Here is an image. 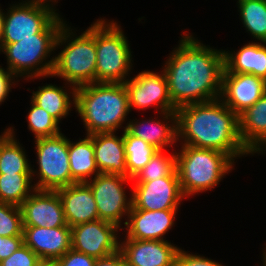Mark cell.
<instances>
[{
    "label": "cell",
    "instance_id": "1",
    "mask_svg": "<svg viewBox=\"0 0 266 266\" xmlns=\"http://www.w3.org/2000/svg\"><path fill=\"white\" fill-rule=\"evenodd\" d=\"M163 66L173 106L220 99L224 52L201 43L192 34H181Z\"/></svg>",
    "mask_w": 266,
    "mask_h": 266
},
{
    "label": "cell",
    "instance_id": "2",
    "mask_svg": "<svg viewBox=\"0 0 266 266\" xmlns=\"http://www.w3.org/2000/svg\"><path fill=\"white\" fill-rule=\"evenodd\" d=\"M180 146L213 149L237 157L252 154L241 142L238 115L220 99L176 109Z\"/></svg>",
    "mask_w": 266,
    "mask_h": 266
},
{
    "label": "cell",
    "instance_id": "3",
    "mask_svg": "<svg viewBox=\"0 0 266 266\" xmlns=\"http://www.w3.org/2000/svg\"><path fill=\"white\" fill-rule=\"evenodd\" d=\"M86 135L116 132L126 124L130 107L124 83H91L76 88V107ZM124 122V123H123Z\"/></svg>",
    "mask_w": 266,
    "mask_h": 266
},
{
    "label": "cell",
    "instance_id": "4",
    "mask_svg": "<svg viewBox=\"0 0 266 266\" xmlns=\"http://www.w3.org/2000/svg\"><path fill=\"white\" fill-rule=\"evenodd\" d=\"M75 33L71 26L66 23L61 27L56 39L55 49L62 46L63 49L54 56V67L50 77L63 78L67 87L72 85L77 88L95 83L97 63L95 22L81 35L77 36Z\"/></svg>",
    "mask_w": 266,
    "mask_h": 266
},
{
    "label": "cell",
    "instance_id": "5",
    "mask_svg": "<svg viewBox=\"0 0 266 266\" xmlns=\"http://www.w3.org/2000/svg\"><path fill=\"white\" fill-rule=\"evenodd\" d=\"M177 151L176 168L185 198L212 190L235 165L228 154L213 149L181 146Z\"/></svg>",
    "mask_w": 266,
    "mask_h": 266
},
{
    "label": "cell",
    "instance_id": "6",
    "mask_svg": "<svg viewBox=\"0 0 266 266\" xmlns=\"http://www.w3.org/2000/svg\"><path fill=\"white\" fill-rule=\"evenodd\" d=\"M128 42L116 21H95V83H125L129 79L133 60Z\"/></svg>",
    "mask_w": 266,
    "mask_h": 266
},
{
    "label": "cell",
    "instance_id": "7",
    "mask_svg": "<svg viewBox=\"0 0 266 266\" xmlns=\"http://www.w3.org/2000/svg\"><path fill=\"white\" fill-rule=\"evenodd\" d=\"M58 34H34L19 42L0 44L7 60V69L16 79L50 78L54 67V54ZM53 52V53H52ZM50 60H47L49 59Z\"/></svg>",
    "mask_w": 266,
    "mask_h": 266
},
{
    "label": "cell",
    "instance_id": "8",
    "mask_svg": "<svg viewBox=\"0 0 266 266\" xmlns=\"http://www.w3.org/2000/svg\"><path fill=\"white\" fill-rule=\"evenodd\" d=\"M54 5L26 0L6 10L0 44L19 42L34 34H58L66 21Z\"/></svg>",
    "mask_w": 266,
    "mask_h": 266
},
{
    "label": "cell",
    "instance_id": "9",
    "mask_svg": "<svg viewBox=\"0 0 266 266\" xmlns=\"http://www.w3.org/2000/svg\"><path fill=\"white\" fill-rule=\"evenodd\" d=\"M38 169L31 167L32 180L36 175L37 190L56 191L71 185L69 139L63 133L35 139ZM38 170V171H37Z\"/></svg>",
    "mask_w": 266,
    "mask_h": 266
},
{
    "label": "cell",
    "instance_id": "10",
    "mask_svg": "<svg viewBox=\"0 0 266 266\" xmlns=\"http://www.w3.org/2000/svg\"><path fill=\"white\" fill-rule=\"evenodd\" d=\"M132 179L113 174H98L86 182L94 195L100 220L121 227L122 218L128 217L132 209V187L130 198L127 197L124 184ZM127 182V183H126Z\"/></svg>",
    "mask_w": 266,
    "mask_h": 266
},
{
    "label": "cell",
    "instance_id": "11",
    "mask_svg": "<svg viewBox=\"0 0 266 266\" xmlns=\"http://www.w3.org/2000/svg\"><path fill=\"white\" fill-rule=\"evenodd\" d=\"M132 209L168 210L179 209L185 199L177 169L167 177L152 181H132Z\"/></svg>",
    "mask_w": 266,
    "mask_h": 266
},
{
    "label": "cell",
    "instance_id": "12",
    "mask_svg": "<svg viewBox=\"0 0 266 266\" xmlns=\"http://www.w3.org/2000/svg\"><path fill=\"white\" fill-rule=\"evenodd\" d=\"M129 97V107L144 110L156 107V111H176L169 95L165 73L144 70L124 83Z\"/></svg>",
    "mask_w": 266,
    "mask_h": 266
},
{
    "label": "cell",
    "instance_id": "13",
    "mask_svg": "<svg viewBox=\"0 0 266 266\" xmlns=\"http://www.w3.org/2000/svg\"><path fill=\"white\" fill-rule=\"evenodd\" d=\"M116 225L97 219L71 227V248L95 259L107 257L119 250V230Z\"/></svg>",
    "mask_w": 266,
    "mask_h": 266
},
{
    "label": "cell",
    "instance_id": "14",
    "mask_svg": "<svg viewBox=\"0 0 266 266\" xmlns=\"http://www.w3.org/2000/svg\"><path fill=\"white\" fill-rule=\"evenodd\" d=\"M266 93V81L248 73H223L220 100L238 116Z\"/></svg>",
    "mask_w": 266,
    "mask_h": 266
},
{
    "label": "cell",
    "instance_id": "15",
    "mask_svg": "<svg viewBox=\"0 0 266 266\" xmlns=\"http://www.w3.org/2000/svg\"><path fill=\"white\" fill-rule=\"evenodd\" d=\"M179 247L167 240L121 239L119 251L126 266H176Z\"/></svg>",
    "mask_w": 266,
    "mask_h": 266
},
{
    "label": "cell",
    "instance_id": "16",
    "mask_svg": "<svg viewBox=\"0 0 266 266\" xmlns=\"http://www.w3.org/2000/svg\"><path fill=\"white\" fill-rule=\"evenodd\" d=\"M19 207L23 226L55 228L66 225L57 191L36 189Z\"/></svg>",
    "mask_w": 266,
    "mask_h": 266
},
{
    "label": "cell",
    "instance_id": "17",
    "mask_svg": "<svg viewBox=\"0 0 266 266\" xmlns=\"http://www.w3.org/2000/svg\"><path fill=\"white\" fill-rule=\"evenodd\" d=\"M178 209L141 210L131 209L124 222V239L166 240L164 235L172 229Z\"/></svg>",
    "mask_w": 266,
    "mask_h": 266
},
{
    "label": "cell",
    "instance_id": "18",
    "mask_svg": "<svg viewBox=\"0 0 266 266\" xmlns=\"http://www.w3.org/2000/svg\"><path fill=\"white\" fill-rule=\"evenodd\" d=\"M24 244L45 263H53L71 249V227L23 226Z\"/></svg>",
    "mask_w": 266,
    "mask_h": 266
},
{
    "label": "cell",
    "instance_id": "19",
    "mask_svg": "<svg viewBox=\"0 0 266 266\" xmlns=\"http://www.w3.org/2000/svg\"><path fill=\"white\" fill-rule=\"evenodd\" d=\"M162 120L152 118L145 120L133 119L127 122V129L133 136L141 138L157 150L170 148L178 141L176 111L159 112ZM158 119V120H157ZM169 123V124H168ZM171 123V124H170ZM175 143V144H174Z\"/></svg>",
    "mask_w": 266,
    "mask_h": 266
},
{
    "label": "cell",
    "instance_id": "20",
    "mask_svg": "<svg viewBox=\"0 0 266 266\" xmlns=\"http://www.w3.org/2000/svg\"><path fill=\"white\" fill-rule=\"evenodd\" d=\"M56 191L69 227L99 219L94 195L86 182L73 183Z\"/></svg>",
    "mask_w": 266,
    "mask_h": 266
},
{
    "label": "cell",
    "instance_id": "21",
    "mask_svg": "<svg viewBox=\"0 0 266 266\" xmlns=\"http://www.w3.org/2000/svg\"><path fill=\"white\" fill-rule=\"evenodd\" d=\"M96 166L102 174L127 177L126 156L123 133L116 132L93 134Z\"/></svg>",
    "mask_w": 266,
    "mask_h": 266
},
{
    "label": "cell",
    "instance_id": "22",
    "mask_svg": "<svg viewBox=\"0 0 266 266\" xmlns=\"http://www.w3.org/2000/svg\"><path fill=\"white\" fill-rule=\"evenodd\" d=\"M242 144L252 153L266 151V93L238 116ZM264 151V152H263Z\"/></svg>",
    "mask_w": 266,
    "mask_h": 266
},
{
    "label": "cell",
    "instance_id": "23",
    "mask_svg": "<svg viewBox=\"0 0 266 266\" xmlns=\"http://www.w3.org/2000/svg\"><path fill=\"white\" fill-rule=\"evenodd\" d=\"M235 51L223 50L225 67L223 73H248L266 81L265 42L249 41Z\"/></svg>",
    "mask_w": 266,
    "mask_h": 266
},
{
    "label": "cell",
    "instance_id": "24",
    "mask_svg": "<svg viewBox=\"0 0 266 266\" xmlns=\"http://www.w3.org/2000/svg\"><path fill=\"white\" fill-rule=\"evenodd\" d=\"M63 87L66 88L65 86L58 87L52 83L45 84L41 87L38 86L37 91H32L31 96V100L36 105L49 113L58 122L62 118H66L70 114L69 112L72 111L71 109L76 107V88L72 85H70L69 90Z\"/></svg>",
    "mask_w": 266,
    "mask_h": 266
},
{
    "label": "cell",
    "instance_id": "25",
    "mask_svg": "<svg viewBox=\"0 0 266 266\" xmlns=\"http://www.w3.org/2000/svg\"><path fill=\"white\" fill-rule=\"evenodd\" d=\"M68 153L71 184L88 182L100 174L95 162L93 134L86 135L84 139L80 138L76 142L69 139Z\"/></svg>",
    "mask_w": 266,
    "mask_h": 266
},
{
    "label": "cell",
    "instance_id": "26",
    "mask_svg": "<svg viewBox=\"0 0 266 266\" xmlns=\"http://www.w3.org/2000/svg\"><path fill=\"white\" fill-rule=\"evenodd\" d=\"M4 130L0 135V174L31 173L28 155L16 138L14 129L8 127Z\"/></svg>",
    "mask_w": 266,
    "mask_h": 266
},
{
    "label": "cell",
    "instance_id": "27",
    "mask_svg": "<svg viewBox=\"0 0 266 266\" xmlns=\"http://www.w3.org/2000/svg\"><path fill=\"white\" fill-rule=\"evenodd\" d=\"M240 20L254 41L266 43V0H238Z\"/></svg>",
    "mask_w": 266,
    "mask_h": 266
},
{
    "label": "cell",
    "instance_id": "28",
    "mask_svg": "<svg viewBox=\"0 0 266 266\" xmlns=\"http://www.w3.org/2000/svg\"><path fill=\"white\" fill-rule=\"evenodd\" d=\"M124 137L127 177L133 179L157 153V149L141 138L133 136L127 129L122 130Z\"/></svg>",
    "mask_w": 266,
    "mask_h": 266
},
{
    "label": "cell",
    "instance_id": "29",
    "mask_svg": "<svg viewBox=\"0 0 266 266\" xmlns=\"http://www.w3.org/2000/svg\"><path fill=\"white\" fill-rule=\"evenodd\" d=\"M31 173L0 174V202L20 206L36 189Z\"/></svg>",
    "mask_w": 266,
    "mask_h": 266
},
{
    "label": "cell",
    "instance_id": "30",
    "mask_svg": "<svg viewBox=\"0 0 266 266\" xmlns=\"http://www.w3.org/2000/svg\"><path fill=\"white\" fill-rule=\"evenodd\" d=\"M176 169V153L172 151V154H167L165 150H158L132 181L156 180L171 175Z\"/></svg>",
    "mask_w": 266,
    "mask_h": 266
},
{
    "label": "cell",
    "instance_id": "31",
    "mask_svg": "<svg viewBox=\"0 0 266 266\" xmlns=\"http://www.w3.org/2000/svg\"><path fill=\"white\" fill-rule=\"evenodd\" d=\"M27 122L28 129L32 131L35 139L50 137L61 133L59 122L32 100L31 108L27 115Z\"/></svg>",
    "mask_w": 266,
    "mask_h": 266
},
{
    "label": "cell",
    "instance_id": "32",
    "mask_svg": "<svg viewBox=\"0 0 266 266\" xmlns=\"http://www.w3.org/2000/svg\"><path fill=\"white\" fill-rule=\"evenodd\" d=\"M0 235L23 236L22 214L19 206L0 202Z\"/></svg>",
    "mask_w": 266,
    "mask_h": 266
},
{
    "label": "cell",
    "instance_id": "33",
    "mask_svg": "<svg viewBox=\"0 0 266 266\" xmlns=\"http://www.w3.org/2000/svg\"><path fill=\"white\" fill-rule=\"evenodd\" d=\"M42 263L40 257L23 244L8 258L0 261V266H40Z\"/></svg>",
    "mask_w": 266,
    "mask_h": 266
},
{
    "label": "cell",
    "instance_id": "34",
    "mask_svg": "<svg viewBox=\"0 0 266 266\" xmlns=\"http://www.w3.org/2000/svg\"><path fill=\"white\" fill-rule=\"evenodd\" d=\"M95 258L84 253L73 250L72 248L63 256L53 262L54 266H94Z\"/></svg>",
    "mask_w": 266,
    "mask_h": 266
},
{
    "label": "cell",
    "instance_id": "35",
    "mask_svg": "<svg viewBox=\"0 0 266 266\" xmlns=\"http://www.w3.org/2000/svg\"><path fill=\"white\" fill-rule=\"evenodd\" d=\"M176 266H226L216 260L204 256L195 255L179 248L176 256Z\"/></svg>",
    "mask_w": 266,
    "mask_h": 266
},
{
    "label": "cell",
    "instance_id": "36",
    "mask_svg": "<svg viewBox=\"0 0 266 266\" xmlns=\"http://www.w3.org/2000/svg\"><path fill=\"white\" fill-rule=\"evenodd\" d=\"M24 244L23 236L4 237L0 235V261L8 258Z\"/></svg>",
    "mask_w": 266,
    "mask_h": 266
},
{
    "label": "cell",
    "instance_id": "37",
    "mask_svg": "<svg viewBox=\"0 0 266 266\" xmlns=\"http://www.w3.org/2000/svg\"><path fill=\"white\" fill-rule=\"evenodd\" d=\"M15 76L7 69L5 70L0 66V105L6 100L11 92V87L15 86L16 82H20L19 79L15 80Z\"/></svg>",
    "mask_w": 266,
    "mask_h": 266
},
{
    "label": "cell",
    "instance_id": "38",
    "mask_svg": "<svg viewBox=\"0 0 266 266\" xmlns=\"http://www.w3.org/2000/svg\"><path fill=\"white\" fill-rule=\"evenodd\" d=\"M94 266H126L122 253L118 250L107 257L96 260Z\"/></svg>",
    "mask_w": 266,
    "mask_h": 266
},
{
    "label": "cell",
    "instance_id": "39",
    "mask_svg": "<svg viewBox=\"0 0 266 266\" xmlns=\"http://www.w3.org/2000/svg\"><path fill=\"white\" fill-rule=\"evenodd\" d=\"M4 16H5V12L3 13V10L0 7V42H1L2 32H3Z\"/></svg>",
    "mask_w": 266,
    "mask_h": 266
},
{
    "label": "cell",
    "instance_id": "40",
    "mask_svg": "<svg viewBox=\"0 0 266 266\" xmlns=\"http://www.w3.org/2000/svg\"><path fill=\"white\" fill-rule=\"evenodd\" d=\"M32 1H36V2H40V3H46V4H49V5H53L52 3L54 2H56V3H58V1L57 0H32ZM50 2H52L51 4H50Z\"/></svg>",
    "mask_w": 266,
    "mask_h": 266
},
{
    "label": "cell",
    "instance_id": "41",
    "mask_svg": "<svg viewBox=\"0 0 266 266\" xmlns=\"http://www.w3.org/2000/svg\"><path fill=\"white\" fill-rule=\"evenodd\" d=\"M262 261H263V266H266V247H265V250L263 251V254H262Z\"/></svg>",
    "mask_w": 266,
    "mask_h": 266
},
{
    "label": "cell",
    "instance_id": "42",
    "mask_svg": "<svg viewBox=\"0 0 266 266\" xmlns=\"http://www.w3.org/2000/svg\"><path fill=\"white\" fill-rule=\"evenodd\" d=\"M40 266H54L53 263H42Z\"/></svg>",
    "mask_w": 266,
    "mask_h": 266
}]
</instances>
